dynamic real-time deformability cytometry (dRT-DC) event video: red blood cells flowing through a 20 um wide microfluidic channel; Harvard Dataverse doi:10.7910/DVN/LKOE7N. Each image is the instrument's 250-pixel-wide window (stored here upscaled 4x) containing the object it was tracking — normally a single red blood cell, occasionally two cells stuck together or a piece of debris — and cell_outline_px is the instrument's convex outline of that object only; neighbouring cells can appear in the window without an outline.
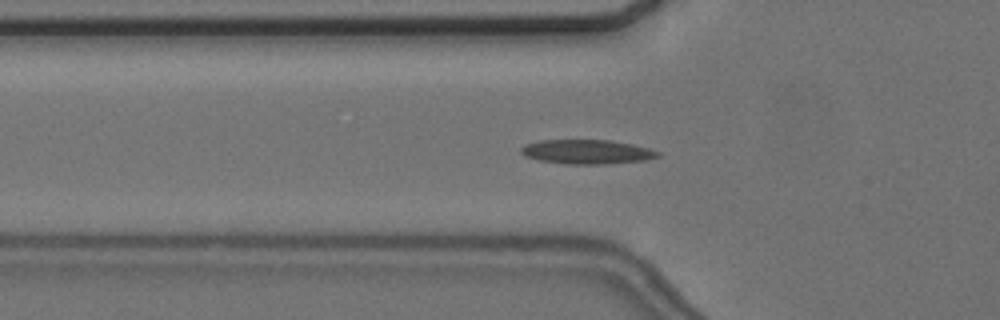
{"species": "common noctule bat (a hibernating species)", "species_latin": "Nyctalus noctula", "temperature_condition": "cold", "stored_images_in_passage": 56, "camera_frame_rate_fps": 3000, "um_per_image_px": 0.085, "animal": {"sex": "female", "body_mass_g": 24.6, "forearm_length_mm": 56.2}, "frame": {"image": 1, "passage_image": 19, "time_ms": 6.0, "image_size_px": [1000, 320], "cell_outline_px": [[660, 156], [644, 160], [604, 164], [564, 164], [540, 160], [524, 156], [520, 152], [520, 148], [524, 144], [540, 140], [612, 140], [632, 144], [648, 148], [660, 152]], "centroid_in_image_um": [49.85, 12.9], "position_along_channel_um": 75.9, "area_um2": 19.42}}
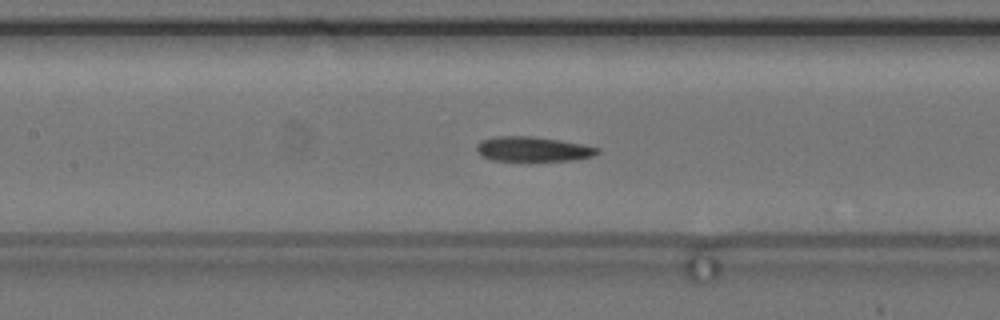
{"frame": {"image": 2, "passage_image": 26, "time_ms": 8.333, "image_size_px": [1000, 320], "cell_outline_px": [[600, 152], [592, 156], [576, 160], [528, 164], [492, 160], [480, 156], [476, 152], [476, 144], [480, 140], [496, 136], [528, 136], [556, 140], [580, 144], [600, 148]], "centroid_in_image_um": [45.23, 12.74], "position_along_channel_um": 162.2, "area_um2": 18.5}}
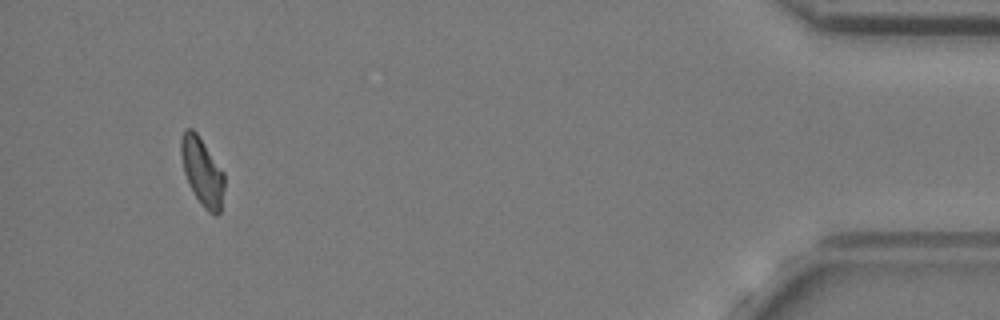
{"frame": {"image": 3, "passage_image": 53, "time_ms": 17.333, "image_size_px": [1000, 320], "cell_outline_px": [[224, 188], [220, 212], [216, 216], [208, 212], [204, 208], [188, 184], [184, 172], [180, 152], [180, 140], [184, 132], [188, 128], [192, 128], [196, 132], [224, 172]], "centroid_in_image_um": [17.18, 14.6], "position_along_channel_um": 418.0, "area_um2": 16.99}, "authors_computed_cell_mechanics": {"area_um2": 17.6001, "velocity_mm_per_s": 3.6379, "shape_relaxation_time_tau1_ms": 5.3229, "shape_relaxation_time_tau2_ms": null, "deformation_change_tau1": 0.1626, "deformation_change_tau2": null}}